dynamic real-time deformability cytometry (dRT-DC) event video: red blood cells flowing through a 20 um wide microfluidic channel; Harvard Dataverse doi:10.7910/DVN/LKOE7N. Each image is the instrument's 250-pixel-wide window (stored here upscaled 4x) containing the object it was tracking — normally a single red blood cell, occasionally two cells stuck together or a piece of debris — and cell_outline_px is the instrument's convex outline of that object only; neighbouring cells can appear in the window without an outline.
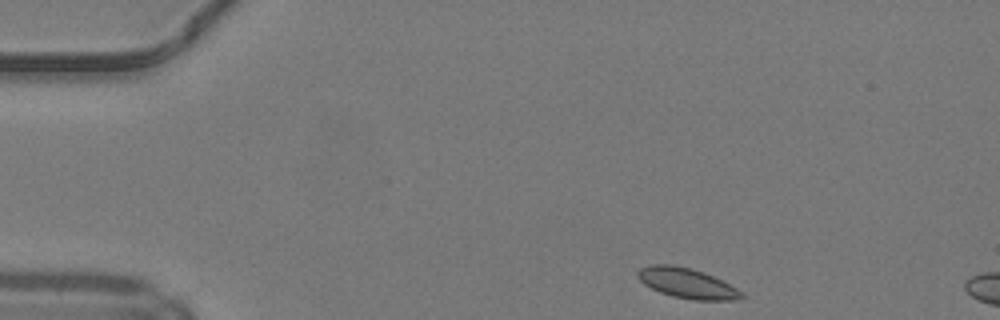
{"species": "common noctule bat (a hibernating species)", "species_latin": "Nyctalus noctula", "temperature_condition": "warm", "stored_images_in_passage": 7, "camera_frame_rate_fps": 3000, "um_per_image_px": 0.085, "animal": {"sex": "male", "body_mass_g": 19.2, "forearm_length_mm": 51.8}, "frame": {"image": 1, "passage_image": 1, "time_ms": 0.0, "image_size_px": [1000, 320], "cell_outline_px": [[744, 296], [732, 300], [692, 300], [672, 296], [660, 292], [644, 284], [636, 276], [636, 272], [640, 268], [652, 264], [672, 264], [704, 272], [744, 292]], "centroid_in_image_um": [58.36, 24.07], "position_along_channel_um": 26.6, "area_um2": 18.09}}